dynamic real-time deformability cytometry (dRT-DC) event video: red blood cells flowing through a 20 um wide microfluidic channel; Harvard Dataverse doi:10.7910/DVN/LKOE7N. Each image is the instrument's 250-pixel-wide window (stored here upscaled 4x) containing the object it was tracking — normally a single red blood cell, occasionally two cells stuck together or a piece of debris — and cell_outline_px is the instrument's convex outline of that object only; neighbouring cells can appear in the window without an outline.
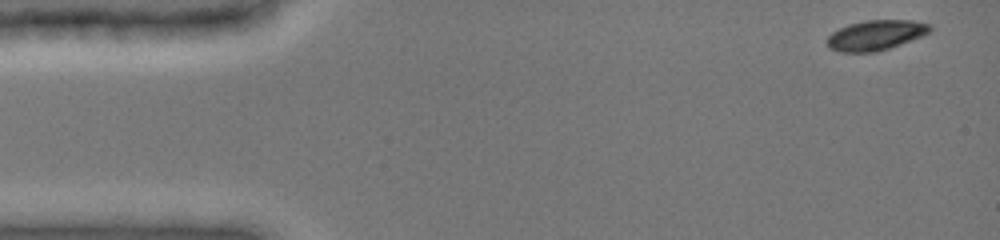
{"species": "common noctule bat (a hibernating species)", "species_latin": "Nyctalus noctula", "temperature_condition": "cold", "stored_images_in_passage": 46, "camera_frame_rate_fps": 3000, "um_per_image_px": 0.085, "animal": {"sex": "female", "body_mass_g": 19.0, "forearm_length_mm": 51.5}, "frame": {"image": 1, "passage_image": 1, "time_ms": 0.0, "image_size_px": [1000, 240], "cell_outline_px": [[932, 28], [928, 32], [920, 36], [900, 44], [876, 52], [840, 52], [828, 48], [828, 36], [832, 32], [848, 24], [864, 20], [912, 20], [932, 24]], "centroid_in_image_um": [74.42, 2.98], "position_along_channel_um": 10.6, "area_um2": 17.92}}
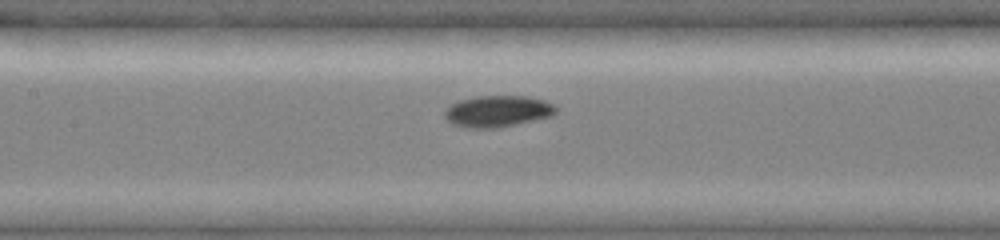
{"frame": {"image": 2, "passage_image": 21, "time_ms": 6.667, "image_size_px": [1000, 240], "cell_outline_px": [[556, 112], [552, 116], [496, 128], [468, 128], [452, 124], [444, 116], [444, 112], [452, 104], [460, 100], [476, 96], [528, 96], [544, 100], [552, 104], [556, 108]], "centroid_in_image_um": [42.29, 9.45], "position_along_channel_um": 165.1, "area_um2": 20.23}}
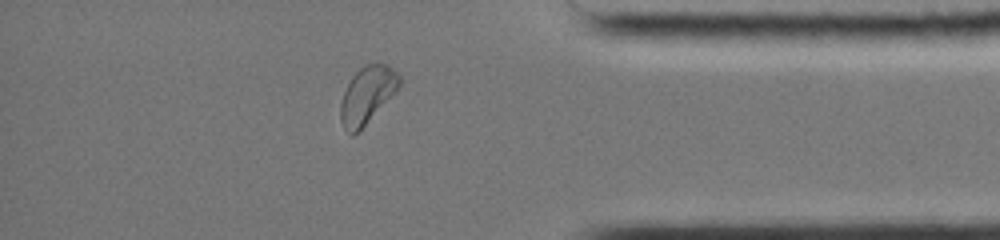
{"frame": {"image": 3, "passage_image": 40, "time_ms": 13.0, "image_size_px": [1000, 240], "cell_outline_px": [[404, 80], [396, 92], [360, 132], [352, 136], [344, 128], [340, 120], [340, 104], [344, 92], [352, 76], [364, 64], [388, 64]], "centroid_in_image_um": [31.23, 8.1], "position_along_channel_um": 404.0, "area_um2": 19.88}, "authors_computed_cell_mechanics": {"area_um2": 19.4497, "velocity_mm_per_s": 3.9435, "shape_relaxation_time_tau1_ms": 4.785, "shape_relaxation_time_tau2_ms": null, "deformation_change_tau1": 0.1315, "deformation_change_tau2": null}}